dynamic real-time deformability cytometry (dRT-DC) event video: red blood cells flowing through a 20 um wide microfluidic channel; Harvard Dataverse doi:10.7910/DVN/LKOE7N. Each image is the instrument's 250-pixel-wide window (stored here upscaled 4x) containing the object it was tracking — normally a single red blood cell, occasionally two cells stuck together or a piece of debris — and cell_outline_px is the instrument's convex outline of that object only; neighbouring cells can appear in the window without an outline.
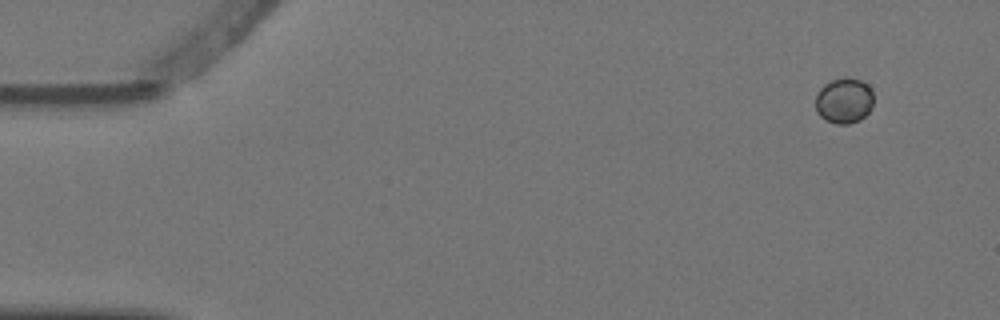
{"species": "Egyptian fruit bat (a non-hibernating species)", "species_latin": "Rousettus aegyptiacus", "temperature_condition": "warm", "stored_images_in_passage": 3, "camera_frame_rate_fps": 3000, "um_per_image_px": 0.085, "animal": {"sex": "female"}, "frame": {"image": 1, "passage_image": 1, "time_ms": 0.0, "image_size_px": [1000, 320], "cell_outline_px": [[872, 108], [860, 120], [848, 124], [836, 124], [820, 116], [816, 112], [816, 96], [820, 88], [824, 84], [832, 80], [860, 80], [868, 84], [872, 92]], "centroid_in_image_um": [71.74, 8.59], "position_along_channel_um": 13.3, "area_um2": 15.03}}